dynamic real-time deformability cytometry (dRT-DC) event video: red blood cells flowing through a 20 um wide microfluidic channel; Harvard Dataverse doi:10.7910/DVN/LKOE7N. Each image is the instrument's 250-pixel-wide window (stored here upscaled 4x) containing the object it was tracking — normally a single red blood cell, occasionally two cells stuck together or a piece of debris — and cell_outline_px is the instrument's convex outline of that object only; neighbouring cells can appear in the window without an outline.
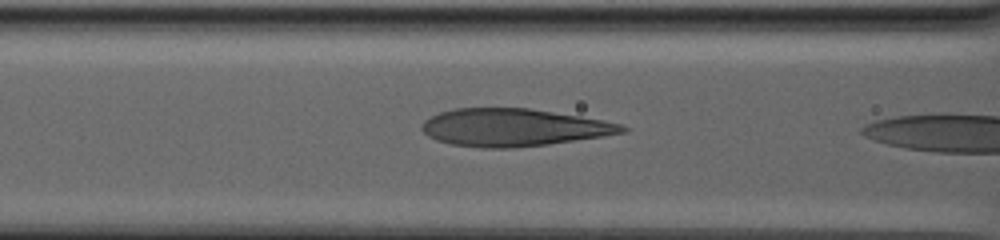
{"species": "human", "species_latin": "Homo sapiens", "temperature_condition": "warm", "stored_images_in_passage": 9, "camera_frame_rate_fps": 3000, "um_per_image_px": 0.085, "donor": {"sex": "male"}, "frame": {"image": 1, "passage_image": 6, "time_ms": 1.667, "image_size_px": [1000, 240], "cell_outline_px": [[628, 128], [624, 132], [600, 136], [548, 144], [512, 148], [480, 148], [452, 144], [436, 140], [428, 136], [420, 128], [424, 120], [440, 112], [456, 108], [528, 108], [580, 116], [604, 120], [620, 124]], "centroid_in_image_um": [43.6, 10.83], "position_along_channel_um": 123.0, "area_um2": 43.52}}